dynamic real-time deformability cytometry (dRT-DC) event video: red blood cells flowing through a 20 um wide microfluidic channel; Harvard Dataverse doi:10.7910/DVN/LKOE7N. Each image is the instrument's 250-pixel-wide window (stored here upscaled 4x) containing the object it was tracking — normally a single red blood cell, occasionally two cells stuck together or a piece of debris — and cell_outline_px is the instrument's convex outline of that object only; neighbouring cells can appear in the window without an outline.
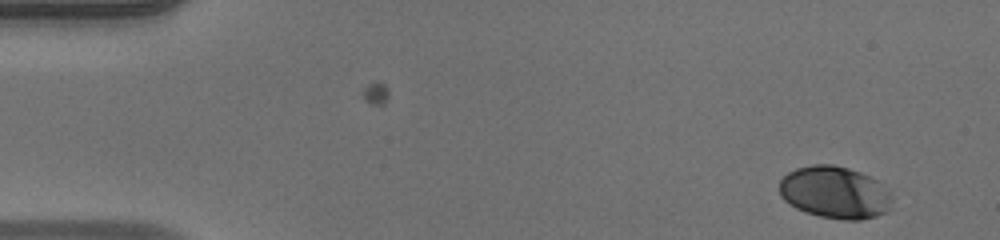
{"species": "human", "species_latin": "Homo sapiens", "temperature_condition": "warm", "stored_images_in_passage": 50, "camera_frame_rate_fps": 3000, "um_per_image_px": 0.085, "donor": {"sex": "male"}, "frame": {"image": 1, "passage_image": 2, "time_ms": 0.333, "image_size_px": [1000, 240], "cell_outline_px": [[892, 200], [888, 212], [876, 216], [860, 220], [844, 220], [820, 216], [796, 208], [784, 200], [780, 196], [780, 180], [788, 172], [796, 168], [812, 164], [832, 164], [848, 168], [860, 172], [876, 180], [892, 196]], "centroid_in_image_um": [70.95, 16.36], "position_along_channel_um": 14.0, "area_um2": 34.22}}
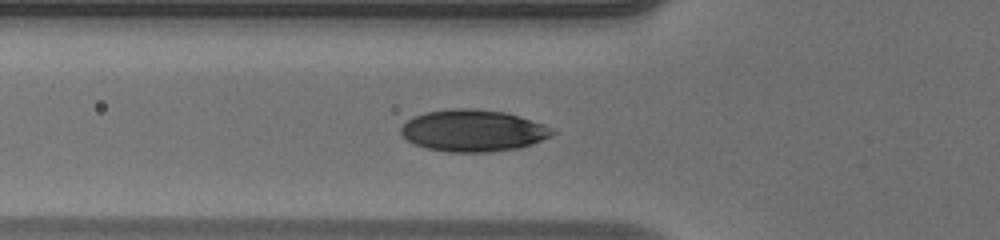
{"frame": {"image": 2, "passage_image": 17, "time_ms": 5.333, "image_size_px": [1000, 240], "cell_outline_px": [[556, 132], [552, 136], [532, 144], [516, 148], [488, 152], [448, 152], [424, 148], [412, 144], [400, 132], [400, 128], [408, 120], [424, 112], [452, 108], [472, 108], [504, 112], [520, 116], [544, 124], [552, 128]], "centroid_in_image_um": [40.21, 11.1], "position_along_channel_um": 85.6, "area_um2": 36.99}}
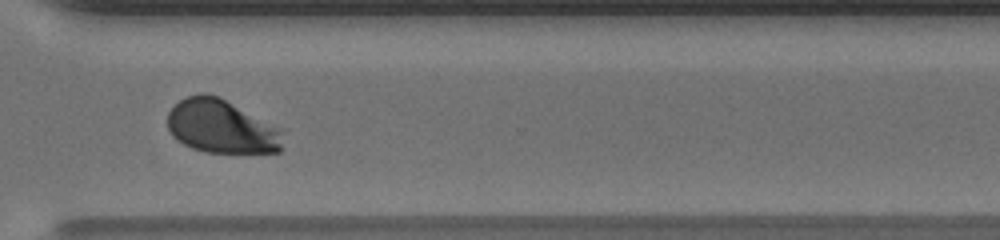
{"frame": {"image": 3, "passage_image": 37, "time_ms": 12.0, "image_size_px": [1000, 240], "cell_outline_px": [[288, 128], [280, 152], [204, 152], [192, 148], [176, 140], [172, 136], [168, 128], [168, 112], [180, 100], [188, 96], [200, 92], [204, 92], [220, 96]], "centroid_in_image_um": [18.95, 10.73], "position_along_channel_um": 351.7, "area_um2": 37.45}, "authors_computed_cell_mechanics": {"area_um2": 36.0961, "velocity_mm_per_s": 3.9807, "shape_relaxation_time_tau1_ms": 3.3862, "shape_relaxation_time_tau2_ms": null, "deformation_change_tau1": 0.1682, "deformation_change_tau2": null}}